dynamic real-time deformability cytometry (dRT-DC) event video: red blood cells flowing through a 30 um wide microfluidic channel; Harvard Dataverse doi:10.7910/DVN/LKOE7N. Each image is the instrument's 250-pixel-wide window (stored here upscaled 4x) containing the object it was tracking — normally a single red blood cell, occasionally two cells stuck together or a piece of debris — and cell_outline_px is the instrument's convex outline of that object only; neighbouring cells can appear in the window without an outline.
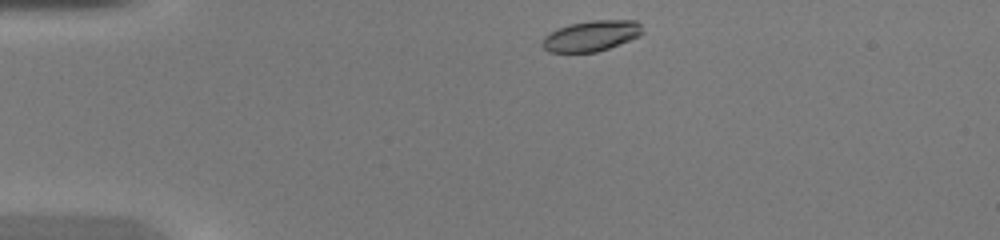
{"species": "common noctule bat (a hibernating species)", "species_latin": "Nyctalus noctula", "temperature_condition": "warm", "stored_images_in_passage": 39, "camera_frame_rate_fps": 3000, "um_per_image_px": 0.085, "animal": {"sex": "female", "body_mass_g": 20.0, "forearm_length_mm": 54.0}, "frame": {"image": 1, "passage_image": 1, "time_ms": 0.0, "image_size_px": [1000, 240], "cell_outline_px": [[644, 32], [640, 36], [608, 48], [596, 52], [548, 52], [540, 44], [544, 36], [560, 28], [572, 24], [588, 20], [636, 20], [640, 24]], "centroid_in_image_um": [50.27, 3.05], "position_along_channel_um": 34.7, "area_um2": 17.8}}
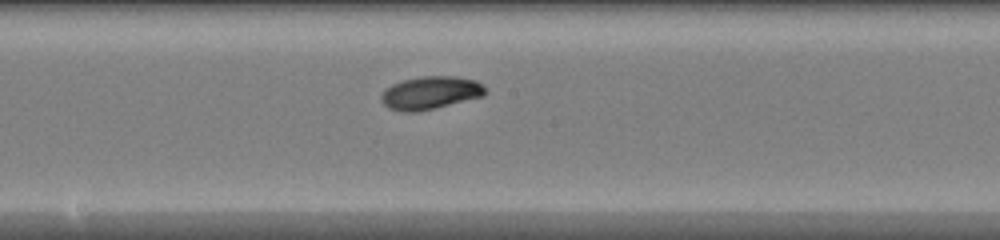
{"frame": {"image": 2, "passage_image": 17, "time_ms": 5.333, "image_size_px": [1000, 240], "cell_outline_px": [[484, 96], [436, 108], [416, 112], [400, 112], [388, 108], [380, 100], [380, 96], [392, 84], [404, 80], [424, 76], [452, 76], [476, 80], [484, 88]], "centroid_in_image_um": [36.56, 7.91], "position_along_channel_um": 211.6, "area_um2": 19.83}}
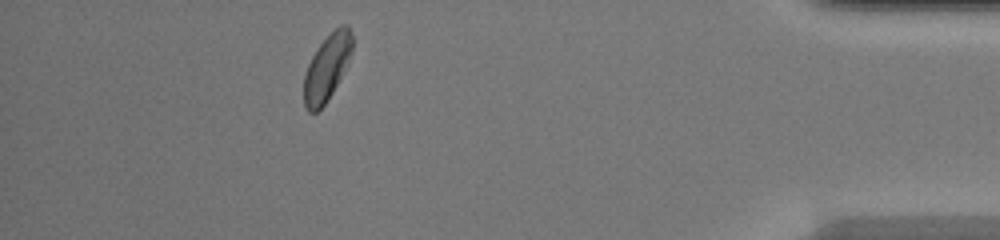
{"frame": {"image": 3, "passage_image": 34, "time_ms": 11.0, "image_size_px": [1000, 240], "cell_outline_px": [[352, 48], [348, 60], [332, 92], [324, 104], [316, 112], [308, 112], [304, 108], [304, 76], [308, 64], [316, 48], [340, 24], [348, 24], [352, 32]], "centroid_in_image_um": [27.77, 5.73], "position_along_channel_um": 407.4, "area_um2": 18.21}, "authors_computed_cell_mechanics": {"area_um2": 19.074, "velocity_mm_per_s": 4.2981, "shape_relaxation_time_tau1_ms": 1.7827, "shape_relaxation_time_tau2_ms": null, "deformation_change_tau1": 0.1291, "deformation_change_tau2": null}}